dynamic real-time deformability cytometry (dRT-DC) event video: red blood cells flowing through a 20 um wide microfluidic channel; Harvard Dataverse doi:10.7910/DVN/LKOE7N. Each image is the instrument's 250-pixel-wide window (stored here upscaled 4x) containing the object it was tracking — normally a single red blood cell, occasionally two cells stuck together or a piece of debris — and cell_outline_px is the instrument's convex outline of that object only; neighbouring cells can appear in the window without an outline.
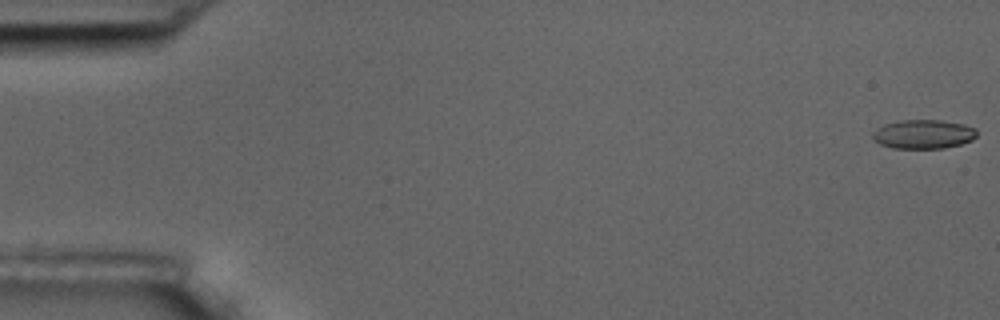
{"species": "common noctule bat (a hibernating species)", "species_latin": "Nyctalus noctula", "temperature_condition": "room temperature", "stored_images_in_passage": 6, "camera_frame_rate_fps": 3000, "um_per_image_px": 0.085, "animal": {"sex": "male", "body_mass_g": 17.5, "forearm_length_mm": 52.3}, "frame": {"image": 1, "passage_image": 1, "time_ms": 0.0, "image_size_px": [1000, 320], "cell_outline_px": [[976, 136], [972, 140], [960, 144], [944, 148], [892, 148], [880, 144], [872, 136], [872, 132], [876, 128], [884, 124], [900, 120], [940, 120], [964, 124], [976, 128]], "centroid_in_image_um": [78.48, 11.4], "position_along_channel_um": 6.5, "area_um2": 17.63}}
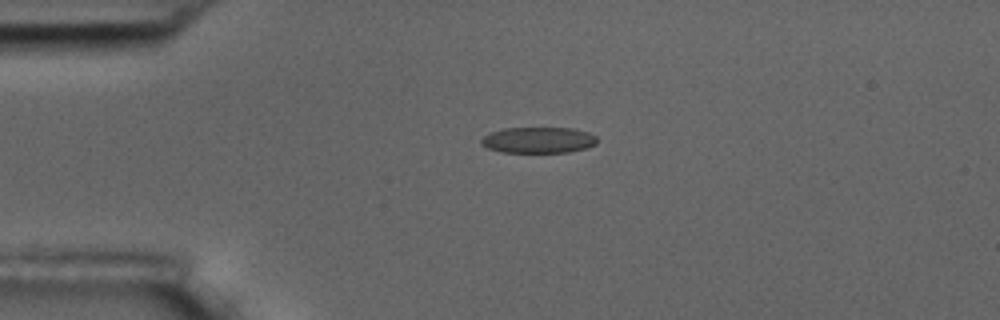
{"frame": {"image": 2, "passage_image": 4, "time_ms": 4.333, "image_size_px": [1000, 320], "cell_outline_px": [[596, 144], [584, 148], [568, 152], [500, 152], [488, 148], [480, 144], [480, 140], [488, 132], [504, 128], [572, 128], [588, 132], [596, 136]], "centroid_in_image_um": [45.71, 11.9], "position_along_channel_um": 39.3, "area_um2": 17.57}}